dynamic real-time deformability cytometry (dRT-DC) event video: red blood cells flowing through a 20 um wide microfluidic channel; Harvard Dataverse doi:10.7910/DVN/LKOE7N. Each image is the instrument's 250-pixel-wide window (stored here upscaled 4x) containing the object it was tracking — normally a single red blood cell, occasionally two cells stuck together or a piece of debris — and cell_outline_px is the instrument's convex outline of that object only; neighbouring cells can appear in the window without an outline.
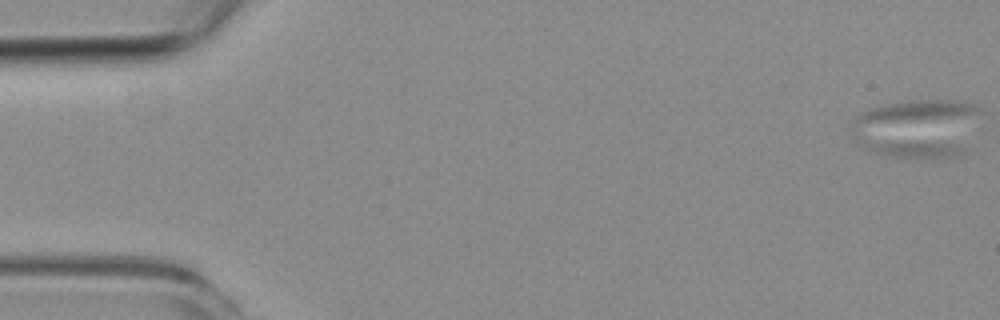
{"species": "common noctule bat (a hibernating species)", "species_latin": "Nyctalus noctula", "temperature_condition": "room temperature", "stored_images_in_passage": 5, "camera_frame_rate_fps": 3000, "um_per_image_px": 0.085, "animal": {"sex": "female", "body_mass_g": 19.3, "forearm_length_mm": 54.1}, "frame": {"image": 1, "passage_image": 1, "time_ms": 0.0, "image_size_px": [1000, 320], "cell_outline_px": [[968, 152], [964, 156], [940, 160], [900, 160], [884, 156], [864, 148], [852, 140], [852, 136], [860, 136], [960, 144], [968, 148]], "centroid_in_image_um": [77.45, 12.64], "position_along_channel_um": 7.5, "area_um2": 13.35}}